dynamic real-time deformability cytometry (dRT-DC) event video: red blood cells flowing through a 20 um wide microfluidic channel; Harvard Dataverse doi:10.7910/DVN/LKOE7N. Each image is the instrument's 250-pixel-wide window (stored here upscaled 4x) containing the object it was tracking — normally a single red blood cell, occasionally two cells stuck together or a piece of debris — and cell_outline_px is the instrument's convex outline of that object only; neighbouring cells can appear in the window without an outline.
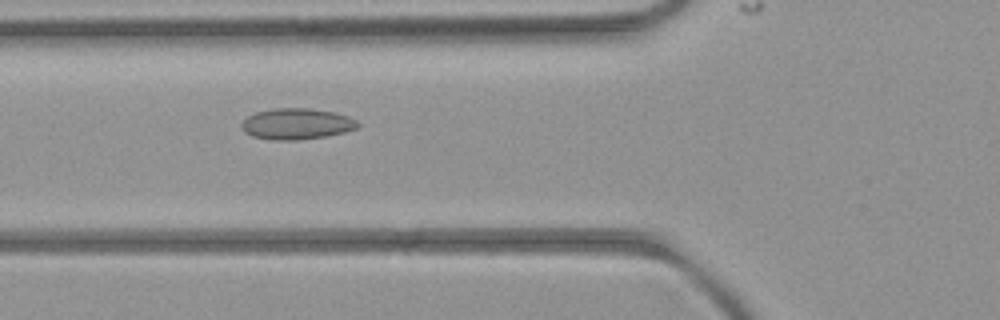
{"species": "common noctule bat (a hibernating species)", "species_latin": "Nyctalus noctula", "temperature_condition": "room temperature", "stored_images_in_passage": 9, "camera_frame_rate_fps": 3000, "um_per_image_px": 0.085, "animal": {"sex": "female", "body_mass_g": 21.9}, "frame": {"image": 1, "passage_image": 6, "time_ms": 5.667, "image_size_px": [1000, 320], "cell_outline_px": [[360, 124], [356, 128], [344, 132], [328, 136], [296, 140], [272, 140], [252, 136], [244, 132], [240, 124], [248, 116], [256, 112], [272, 108], [308, 108], [332, 112], [348, 116], [356, 120]], "centroid_in_image_um": [25.19, 10.53], "position_along_channel_um": 100.6, "area_um2": 21.04}}
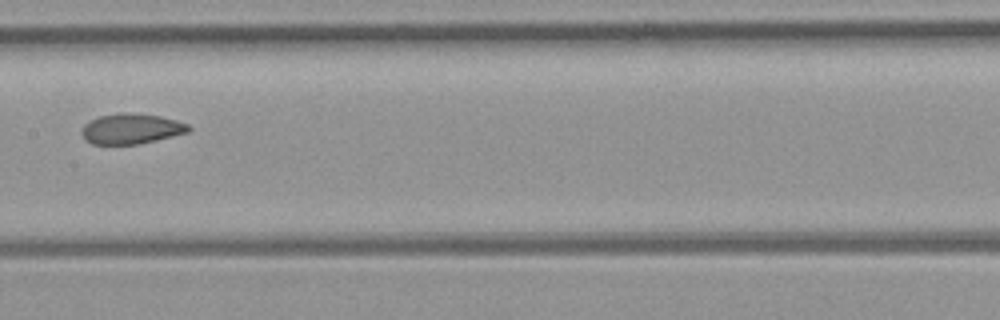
{"frame": {"image": 2, "passage_image": 8, "time_ms": 8.0, "image_size_px": [1000, 320], "cell_outline_px": [[192, 128], [188, 132], [156, 140], [136, 144], [92, 144], [84, 140], [80, 132], [84, 124], [88, 120], [100, 116], [120, 112], [160, 116], [176, 120], [188, 124]], "centroid_in_image_um": [11.11, 10.94], "position_along_channel_um": 196.3, "area_um2": 18.9}}
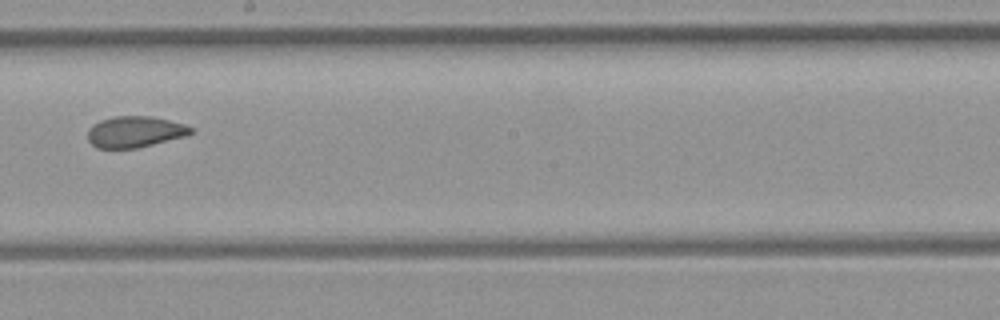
{"frame": {"image": 3, "passage_image": 9, "time_ms": 9.0, "image_size_px": [1000, 320], "cell_outline_px": [[192, 132], [184, 136], [136, 148], [96, 148], [88, 140], [88, 128], [92, 124], [100, 120], [112, 116], [152, 116], [184, 124], [192, 128]], "centroid_in_image_um": [11.4, 11.19], "position_along_channel_um": 236.8, "area_um2": 18.61}}